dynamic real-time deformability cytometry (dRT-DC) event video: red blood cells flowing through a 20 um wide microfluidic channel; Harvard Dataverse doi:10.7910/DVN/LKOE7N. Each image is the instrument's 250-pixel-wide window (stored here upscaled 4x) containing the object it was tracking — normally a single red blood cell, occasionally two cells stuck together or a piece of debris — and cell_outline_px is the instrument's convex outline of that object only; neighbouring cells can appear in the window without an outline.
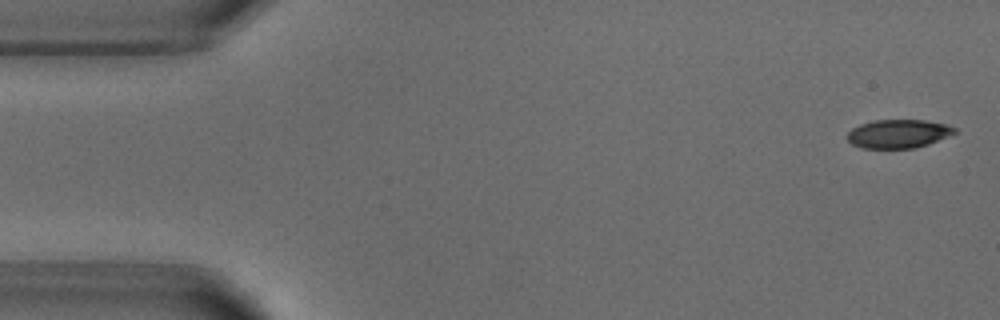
{"species": "common noctule bat (a hibernating species)", "species_latin": "Nyctalus noctula", "temperature_condition": "warm", "stored_images_in_passage": 3, "camera_frame_rate_fps": 3000, "um_per_image_px": 0.085, "animal": {"sex": "male", "body_mass_g": 18.8}, "frame": {"image": 1, "passage_image": 1, "time_ms": 0.0, "image_size_px": [1000, 320], "cell_outline_px": [[956, 132], [928, 144], [916, 148], [864, 148], [852, 144], [848, 140], [848, 132], [852, 128], [860, 124], [876, 120], [924, 120], [948, 124], [956, 128]], "centroid_in_image_um": [76.36, 11.36], "position_along_channel_um": 8.6, "area_um2": 17.74}}